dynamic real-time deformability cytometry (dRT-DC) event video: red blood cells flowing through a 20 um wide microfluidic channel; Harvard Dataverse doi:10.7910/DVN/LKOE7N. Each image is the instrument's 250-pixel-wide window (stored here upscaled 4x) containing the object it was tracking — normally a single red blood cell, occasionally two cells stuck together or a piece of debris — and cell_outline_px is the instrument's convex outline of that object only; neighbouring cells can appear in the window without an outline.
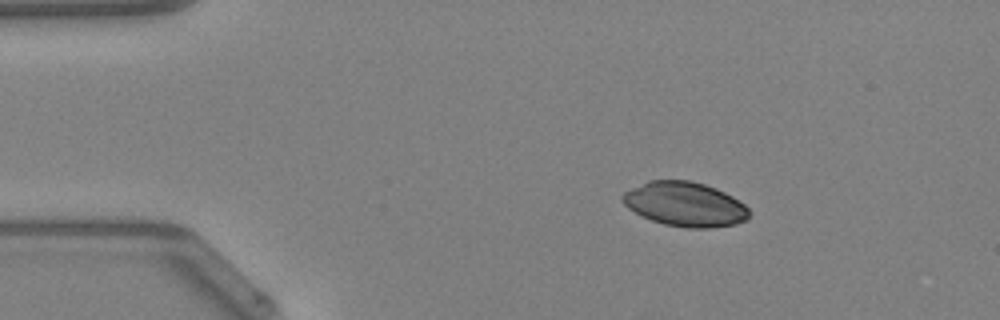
{"species": "Egyptian fruit bat (a non-hibernating species)", "species_latin": "Rousettus aegyptiacus", "temperature_condition": "warm", "stored_images_in_passage": 41, "camera_frame_rate_fps": 3000, "um_per_image_px": 0.085, "animal": {"sex": "female"}, "frame": {"image": 1, "passage_image": 1, "time_ms": 0.0, "image_size_px": [1000, 320], "cell_outline_px": [[748, 216], [744, 220], [736, 224], [708, 228], [684, 228], [664, 224], [652, 220], [628, 208], [624, 204], [620, 196], [624, 192], [648, 180], [692, 180], [716, 188], [732, 196], [744, 204], [748, 208]], "centroid_in_image_um": [58.21, 17.35], "position_along_channel_um": 26.8, "area_um2": 32.66}}
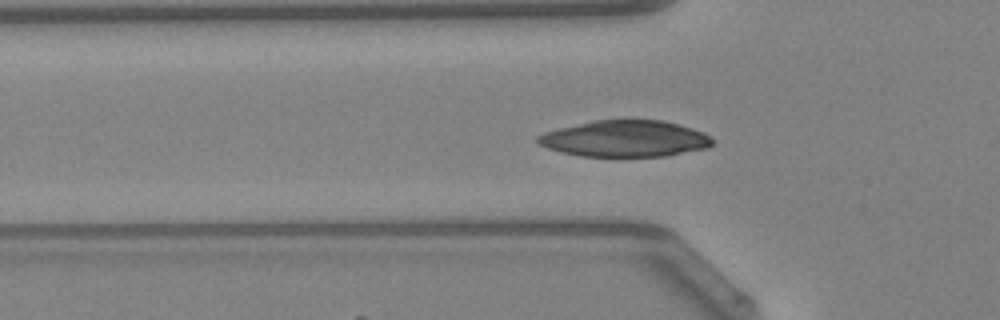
{"frame": {"image": 2, "passage_image": 9, "time_ms": 2.667, "image_size_px": [1000, 320], "cell_outline_px": [[712, 144], [708, 148], [664, 156], [580, 156], [560, 152], [548, 148], [540, 144], [536, 140], [536, 136], [544, 132], [592, 120], [624, 116], [664, 120], [680, 124], [704, 132], [712, 136]], "centroid_in_image_um": [53.15, 11.73], "position_along_channel_um": 72.7, "area_um2": 38.15}}
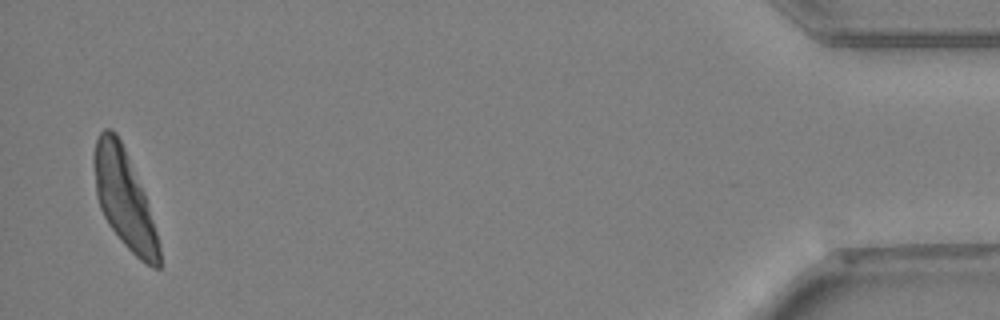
{"frame": {"image": 3, "passage_image": 40, "time_ms": 13.0, "image_size_px": [1000, 320], "cell_outline_px": [[160, 268], [152, 268], [140, 260], [120, 240], [108, 224], [100, 208], [96, 196], [92, 160], [92, 156], [96, 140], [100, 132], [104, 128], [112, 128], [116, 132], [124, 148], [144, 192], [160, 244]], "centroid_in_image_um": [10.54, 16.89], "position_along_channel_um": 424.7, "area_um2": 37.11}}